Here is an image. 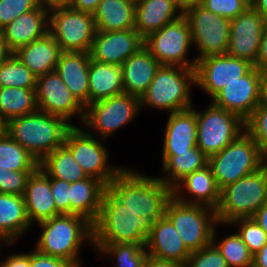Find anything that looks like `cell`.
I'll use <instances>...</instances> for the list:
<instances>
[{
    "label": "cell",
    "mask_w": 267,
    "mask_h": 267,
    "mask_svg": "<svg viewBox=\"0 0 267 267\" xmlns=\"http://www.w3.org/2000/svg\"><path fill=\"white\" fill-rule=\"evenodd\" d=\"M146 248L149 256L184 265L191 254L165 215L153 223Z\"/></svg>",
    "instance_id": "obj_21"
},
{
    "label": "cell",
    "mask_w": 267,
    "mask_h": 267,
    "mask_svg": "<svg viewBox=\"0 0 267 267\" xmlns=\"http://www.w3.org/2000/svg\"><path fill=\"white\" fill-rule=\"evenodd\" d=\"M128 1H130L132 3H137L139 0H128Z\"/></svg>",
    "instance_id": "obj_61"
},
{
    "label": "cell",
    "mask_w": 267,
    "mask_h": 267,
    "mask_svg": "<svg viewBox=\"0 0 267 267\" xmlns=\"http://www.w3.org/2000/svg\"><path fill=\"white\" fill-rule=\"evenodd\" d=\"M75 0H40V3L48 10L56 8L72 7Z\"/></svg>",
    "instance_id": "obj_52"
},
{
    "label": "cell",
    "mask_w": 267,
    "mask_h": 267,
    "mask_svg": "<svg viewBox=\"0 0 267 267\" xmlns=\"http://www.w3.org/2000/svg\"><path fill=\"white\" fill-rule=\"evenodd\" d=\"M254 64L228 54L210 56L197 61L195 83L212 98L227 84L248 74Z\"/></svg>",
    "instance_id": "obj_15"
},
{
    "label": "cell",
    "mask_w": 267,
    "mask_h": 267,
    "mask_svg": "<svg viewBox=\"0 0 267 267\" xmlns=\"http://www.w3.org/2000/svg\"><path fill=\"white\" fill-rule=\"evenodd\" d=\"M39 4L40 0H0V30Z\"/></svg>",
    "instance_id": "obj_43"
},
{
    "label": "cell",
    "mask_w": 267,
    "mask_h": 267,
    "mask_svg": "<svg viewBox=\"0 0 267 267\" xmlns=\"http://www.w3.org/2000/svg\"><path fill=\"white\" fill-rule=\"evenodd\" d=\"M220 191L215 176L208 165L190 173L172 189L173 196L178 201L206 206L213 210H216L219 205ZM185 192L186 194L189 193L188 197L192 194V199L188 198Z\"/></svg>",
    "instance_id": "obj_20"
},
{
    "label": "cell",
    "mask_w": 267,
    "mask_h": 267,
    "mask_svg": "<svg viewBox=\"0 0 267 267\" xmlns=\"http://www.w3.org/2000/svg\"><path fill=\"white\" fill-rule=\"evenodd\" d=\"M252 267H267V243L253 256Z\"/></svg>",
    "instance_id": "obj_54"
},
{
    "label": "cell",
    "mask_w": 267,
    "mask_h": 267,
    "mask_svg": "<svg viewBox=\"0 0 267 267\" xmlns=\"http://www.w3.org/2000/svg\"><path fill=\"white\" fill-rule=\"evenodd\" d=\"M202 6L229 20L235 19L247 8L240 0H203Z\"/></svg>",
    "instance_id": "obj_45"
},
{
    "label": "cell",
    "mask_w": 267,
    "mask_h": 267,
    "mask_svg": "<svg viewBox=\"0 0 267 267\" xmlns=\"http://www.w3.org/2000/svg\"><path fill=\"white\" fill-rule=\"evenodd\" d=\"M49 33L62 52L89 53L96 34L93 14L71 7L52 9L49 11Z\"/></svg>",
    "instance_id": "obj_13"
},
{
    "label": "cell",
    "mask_w": 267,
    "mask_h": 267,
    "mask_svg": "<svg viewBox=\"0 0 267 267\" xmlns=\"http://www.w3.org/2000/svg\"><path fill=\"white\" fill-rule=\"evenodd\" d=\"M30 267H77L70 261L44 255L32 249L30 252Z\"/></svg>",
    "instance_id": "obj_47"
},
{
    "label": "cell",
    "mask_w": 267,
    "mask_h": 267,
    "mask_svg": "<svg viewBox=\"0 0 267 267\" xmlns=\"http://www.w3.org/2000/svg\"><path fill=\"white\" fill-rule=\"evenodd\" d=\"M165 216L190 252L212 242L213 232L218 224L216 212L212 208L182 203L172 196L166 204Z\"/></svg>",
    "instance_id": "obj_8"
},
{
    "label": "cell",
    "mask_w": 267,
    "mask_h": 267,
    "mask_svg": "<svg viewBox=\"0 0 267 267\" xmlns=\"http://www.w3.org/2000/svg\"><path fill=\"white\" fill-rule=\"evenodd\" d=\"M144 45L145 39L135 29L111 32L96 31L89 54L92 60L122 65Z\"/></svg>",
    "instance_id": "obj_19"
},
{
    "label": "cell",
    "mask_w": 267,
    "mask_h": 267,
    "mask_svg": "<svg viewBox=\"0 0 267 267\" xmlns=\"http://www.w3.org/2000/svg\"><path fill=\"white\" fill-rule=\"evenodd\" d=\"M193 85H196L195 68L161 65L140 98V106L166 110L168 114L189 109L193 107Z\"/></svg>",
    "instance_id": "obj_5"
},
{
    "label": "cell",
    "mask_w": 267,
    "mask_h": 267,
    "mask_svg": "<svg viewBox=\"0 0 267 267\" xmlns=\"http://www.w3.org/2000/svg\"><path fill=\"white\" fill-rule=\"evenodd\" d=\"M5 129V122L3 121L2 117L0 116V133L3 132Z\"/></svg>",
    "instance_id": "obj_60"
},
{
    "label": "cell",
    "mask_w": 267,
    "mask_h": 267,
    "mask_svg": "<svg viewBox=\"0 0 267 267\" xmlns=\"http://www.w3.org/2000/svg\"><path fill=\"white\" fill-rule=\"evenodd\" d=\"M144 267H185V265L149 256L145 262Z\"/></svg>",
    "instance_id": "obj_51"
},
{
    "label": "cell",
    "mask_w": 267,
    "mask_h": 267,
    "mask_svg": "<svg viewBox=\"0 0 267 267\" xmlns=\"http://www.w3.org/2000/svg\"><path fill=\"white\" fill-rule=\"evenodd\" d=\"M253 8L267 19V0H256Z\"/></svg>",
    "instance_id": "obj_58"
},
{
    "label": "cell",
    "mask_w": 267,
    "mask_h": 267,
    "mask_svg": "<svg viewBox=\"0 0 267 267\" xmlns=\"http://www.w3.org/2000/svg\"><path fill=\"white\" fill-rule=\"evenodd\" d=\"M90 54L86 52H62L55 71L77 101L86 108L89 105Z\"/></svg>",
    "instance_id": "obj_24"
},
{
    "label": "cell",
    "mask_w": 267,
    "mask_h": 267,
    "mask_svg": "<svg viewBox=\"0 0 267 267\" xmlns=\"http://www.w3.org/2000/svg\"><path fill=\"white\" fill-rule=\"evenodd\" d=\"M26 212L31 225L61 215L51 192L50 178L38 167L28 178L24 193Z\"/></svg>",
    "instance_id": "obj_23"
},
{
    "label": "cell",
    "mask_w": 267,
    "mask_h": 267,
    "mask_svg": "<svg viewBox=\"0 0 267 267\" xmlns=\"http://www.w3.org/2000/svg\"><path fill=\"white\" fill-rule=\"evenodd\" d=\"M36 98L38 110L64 118L71 124L73 116L83 122L85 108L72 95L56 71L37 77Z\"/></svg>",
    "instance_id": "obj_16"
},
{
    "label": "cell",
    "mask_w": 267,
    "mask_h": 267,
    "mask_svg": "<svg viewBox=\"0 0 267 267\" xmlns=\"http://www.w3.org/2000/svg\"><path fill=\"white\" fill-rule=\"evenodd\" d=\"M219 225L220 224L218 223L214 229L212 243L225 258L228 267H252L253 254L249 251L237 232L216 242V228Z\"/></svg>",
    "instance_id": "obj_38"
},
{
    "label": "cell",
    "mask_w": 267,
    "mask_h": 267,
    "mask_svg": "<svg viewBox=\"0 0 267 267\" xmlns=\"http://www.w3.org/2000/svg\"><path fill=\"white\" fill-rule=\"evenodd\" d=\"M8 47L15 52L49 33V11L40 3L0 30Z\"/></svg>",
    "instance_id": "obj_22"
},
{
    "label": "cell",
    "mask_w": 267,
    "mask_h": 267,
    "mask_svg": "<svg viewBox=\"0 0 267 267\" xmlns=\"http://www.w3.org/2000/svg\"><path fill=\"white\" fill-rule=\"evenodd\" d=\"M192 43L198 50L196 60L227 54L230 40L231 20L216 15L202 5L186 10Z\"/></svg>",
    "instance_id": "obj_11"
},
{
    "label": "cell",
    "mask_w": 267,
    "mask_h": 267,
    "mask_svg": "<svg viewBox=\"0 0 267 267\" xmlns=\"http://www.w3.org/2000/svg\"><path fill=\"white\" fill-rule=\"evenodd\" d=\"M101 0H75L72 9L81 12L94 13Z\"/></svg>",
    "instance_id": "obj_50"
},
{
    "label": "cell",
    "mask_w": 267,
    "mask_h": 267,
    "mask_svg": "<svg viewBox=\"0 0 267 267\" xmlns=\"http://www.w3.org/2000/svg\"><path fill=\"white\" fill-rule=\"evenodd\" d=\"M148 217H139L119 202L107 189L104 191L101 210L93 224L94 249L102 244L136 243L146 245L153 227Z\"/></svg>",
    "instance_id": "obj_2"
},
{
    "label": "cell",
    "mask_w": 267,
    "mask_h": 267,
    "mask_svg": "<svg viewBox=\"0 0 267 267\" xmlns=\"http://www.w3.org/2000/svg\"><path fill=\"white\" fill-rule=\"evenodd\" d=\"M229 225H235L239 228L237 234L246 244L253 256L267 243L266 232L252 217L238 218L230 222L228 226Z\"/></svg>",
    "instance_id": "obj_40"
},
{
    "label": "cell",
    "mask_w": 267,
    "mask_h": 267,
    "mask_svg": "<svg viewBox=\"0 0 267 267\" xmlns=\"http://www.w3.org/2000/svg\"><path fill=\"white\" fill-rule=\"evenodd\" d=\"M14 52L8 47L3 34L0 32V66L6 61Z\"/></svg>",
    "instance_id": "obj_55"
},
{
    "label": "cell",
    "mask_w": 267,
    "mask_h": 267,
    "mask_svg": "<svg viewBox=\"0 0 267 267\" xmlns=\"http://www.w3.org/2000/svg\"><path fill=\"white\" fill-rule=\"evenodd\" d=\"M178 8L184 13L189 8L202 5L203 0H175Z\"/></svg>",
    "instance_id": "obj_56"
},
{
    "label": "cell",
    "mask_w": 267,
    "mask_h": 267,
    "mask_svg": "<svg viewBox=\"0 0 267 267\" xmlns=\"http://www.w3.org/2000/svg\"><path fill=\"white\" fill-rule=\"evenodd\" d=\"M207 165L208 157L197 146L189 152H162V171L166 176L158 178L173 189L187 175Z\"/></svg>",
    "instance_id": "obj_32"
},
{
    "label": "cell",
    "mask_w": 267,
    "mask_h": 267,
    "mask_svg": "<svg viewBox=\"0 0 267 267\" xmlns=\"http://www.w3.org/2000/svg\"><path fill=\"white\" fill-rule=\"evenodd\" d=\"M74 126L64 118L37 110L5 123L4 132L39 163L64 144L67 131Z\"/></svg>",
    "instance_id": "obj_3"
},
{
    "label": "cell",
    "mask_w": 267,
    "mask_h": 267,
    "mask_svg": "<svg viewBox=\"0 0 267 267\" xmlns=\"http://www.w3.org/2000/svg\"><path fill=\"white\" fill-rule=\"evenodd\" d=\"M89 104L124 93L122 65L90 59Z\"/></svg>",
    "instance_id": "obj_31"
},
{
    "label": "cell",
    "mask_w": 267,
    "mask_h": 267,
    "mask_svg": "<svg viewBox=\"0 0 267 267\" xmlns=\"http://www.w3.org/2000/svg\"><path fill=\"white\" fill-rule=\"evenodd\" d=\"M242 1L247 7H253L255 4L256 0H240Z\"/></svg>",
    "instance_id": "obj_59"
},
{
    "label": "cell",
    "mask_w": 267,
    "mask_h": 267,
    "mask_svg": "<svg viewBox=\"0 0 267 267\" xmlns=\"http://www.w3.org/2000/svg\"><path fill=\"white\" fill-rule=\"evenodd\" d=\"M140 109L139 97L122 93L89 104L85 108L83 125L87 126L86 131L91 135L95 136L96 133L100 136L98 139L106 140L113 132L136 118ZM89 128L93 130L89 131Z\"/></svg>",
    "instance_id": "obj_12"
},
{
    "label": "cell",
    "mask_w": 267,
    "mask_h": 267,
    "mask_svg": "<svg viewBox=\"0 0 267 267\" xmlns=\"http://www.w3.org/2000/svg\"><path fill=\"white\" fill-rule=\"evenodd\" d=\"M136 3L128 0H101L93 13L96 31L135 29Z\"/></svg>",
    "instance_id": "obj_33"
},
{
    "label": "cell",
    "mask_w": 267,
    "mask_h": 267,
    "mask_svg": "<svg viewBox=\"0 0 267 267\" xmlns=\"http://www.w3.org/2000/svg\"><path fill=\"white\" fill-rule=\"evenodd\" d=\"M31 226L24 196L0 193V238L3 244L14 245Z\"/></svg>",
    "instance_id": "obj_30"
},
{
    "label": "cell",
    "mask_w": 267,
    "mask_h": 267,
    "mask_svg": "<svg viewBox=\"0 0 267 267\" xmlns=\"http://www.w3.org/2000/svg\"><path fill=\"white\" fill-rule=\"evenodd\" d=\"M190 25L184 15L145 38V47L161 65L195 68L197 60H187L192 47Z\"/></svg>",
    "instance_id": "obj_14"
},
{
    "label": "cell",
    "mask_w": 267,
    "mask_h": 267,
    "mask_svg": "<svg viewBox=\"0 0 267 267\" xmlns=\"http://www.w3.org/2000/svg\"><path fill=\"white\" fill-rule=\"evenodd\" d=\"M95 251L113 257L116 260L114 267H144L149 257L146 245L136 243L102 244Z\"/></svg>",
    "instance_id": "obj_37"
},
{
    "label": "cell",
    "mask_w": 267,
    "mask_h": 267,
    "mask_svg": "<svg viewBox=\"0 0 267 267\" xmlns=\"http://www.w3.org/2000/svg\"><path fill=\"white\" fill-rule=\"evenodd\" d=\"M254 67H256L263 75H267V26L261 37L259 53Z\"/></svg>",
    "instance_id": "obj_48"
},
{
    "label": "cell",
    "mask_w": 267,
    "mask_h": 267,
    "mask_svg": "<svg viewBox=\"0 0 267 267\" xmlns=\"http://www.w3.org/2000/svg\"><path fill=\"white\" fill-rule=\"evenodd\" d=\"M33 172L0 169V193L24 196L28 178Z\"/></svg>",
    "instance_id": "obj_44"
},
{
    "label": "cell",
    "mask_w": 267,
    "mask_h": 267,
    "mask_svg": "<svg viewBox=\"0 0 267 267\" xmlns=\"http://www.w3.org/2000/svg\"><path fill=\"white\" fill-rule=\"evenodd\" d=\"M266 163L258 145L246 131L222 151L208 157V166L220 190L258 171Z\"/></svg>",
    "instance_id": "obj_7"
},
{
    "label": "cell",
    "mask_w": 267,
    "mask_h": 267,
    "mask_svg": "<svg viewBox=\"0 0 267 267\" xmlns=\"http://www.w3.org/2000/svg\"><path fill=\"white\" fill-rule=\"evenodd\" d=\"M39 167L49 178L65 180L69 183L78 182L88 178L73 157L71 151L63 144L48 154Z\"/></svg>",
    "instance_id": "obj_34"
},
{
    "label": "cell",
    "mask_w": 267,
    "mask_h": 267,
    "mask_svg": "<svg viewBox=\"0 0 267 267\" xmlns=\"http://www.w3.org/2000/svg\"><path fill=\"white\" fill-rule=\"evenodd\" d=\"M125 167L108 185L107 190L127 209L153 222L165 215L172 189L158 177L145 176Z\"/></svg>",
    "instance_id": "obj_1"
},
{
    "label": "cell",
    "mask_w": 267,
    "mask_h": 267,
    "mask_svg": "<svg viewBox=\"0 0 267 267\" xmlns=\"http://www.w3.org/2000/svg\"><path fill=\"white\" fill-rule=\"evenodd\" d=\"M61 53L59 44L50 33L19 47L14 52L37 77L55 71Z\"/></svg>",
    "instance_id": "obj_27"
},
{
    "label": "cell",
    "mask_w": 267,
    "mask_h": 267,
    "mask_svg": "<svg viewBox=\"0 0 267 267\" xmlns=\"http://www.w3.org/2000/svg\"><path fill=\"white\" fill-rule=\"evenodd\" d=\"M64 145L87 176L100 180L106 187L125 168L109 164V151L105 144L86 128L72 126L66 133Z\"/></svg>",
    "instance_id": "obj_10"
},
{
    "label": "cell",
    "mask_w": 267,
    "mask_h": 267,
    "mask_svg": "<svg viewBox=\"0 0 267 267\" xmlns=\"http://www.w3.org/2000/svg\"><path fill=\"white\" fill-rule=\"evenodd\" d=\"M197 147L210 157L245 132V121L238 115L210 103L202 112L196 110Z\"/></svg>",
    "instance_id": "obj_9"
},
{
    "label": "cell",
    "mask_w": 267,
    "mask_h": 267,
    "mask_svg": "<svg viewBox=\"0 0 267 267\" xmlns=\"http://www.w3.org/2000/svg\"><path fill=\"white\" fill-rule=\"evenodd\" d=\"M163 138L162 152H189L197 146L196 109L169 113Z\"/></svg>",
    "instance_id": "obj_26"
},
{
    "label": "cell",
    "mask_w": 267,
    "mask_h": 267,
    "mask_svg": "<svg viewBox=\"0 0 267 267\" xmlns=\"http://www.w3.org/2000/svg\"><path fill=\"white\" fill-rule=\"evenodd\" d=\"M245 131L254 139L267 161V107L258 105L245 121Z\"/></svg>",
    "instance_id": "obj_41"
},
{
    "label": "cell",
    "mask_w": 267,
    "mask_h": 267,
    "mask_svg": "<svg viewBox=\"0 0 267 267\" xmlns=\"http://www.w3.org/2000/svg\"><path fill=\"white\" fill-rule=\"evenodd\" d=\"M37 110L35 89L0 87V116L5 123Z\"/></svg>",
    "instance_id": "obj_35"
},
{
    "label": "cell",
    "mask_w": 267,
    "mask_h": 267,
    "mask_svg": "<svg viewBox=\"0 0 267 267\" xmlns=\"http://www.w3.org/2000/svg\"><path fill=\"white\" fill-rule=\"evenodd\" d=\"M185 267H228L225 258L211 242L203 248L191 252Z\"/></svg>",
    "instance_id": "obj_42"
},
{
    "label": "cell",
    "mask_w": 267,
    "mask_h": 267,
    "mask_svg": "<svg viewBox=\"0 0 267 267\" xmlns=\"http://www.w3.org/2000/svg\"><path fill=\"white\" fill-rule=\"evenodd\" d=\"M39 162L4 131L0 133V169L35 171Z\"/></svg>",
    "instance_id": "obj_36"
},
{
    "label": "cell",
    "mask_w": 267,
    "mask_h": 267,
    "mask_svg": "<svg viewBox=\"0 0 267 267\" xmlns=\"http://www.w3.org/2000/svg\"><path fill=\"white\" fill-rule=\"evenodd\" d=\"M106 189L100 180L93 177L70 183V214L80 215L94 224Z\"/></svg>",
    "instance_id": "obj_29"
},
{
    "label": "cell",
    "mask_w": 267,
    "mask_h": 267,
    "mask_svg": "<svg viewBox=\"0 0 267 267\" xmlns=\"http://www.w3.org/2000/svg\"><path fill=\"white\" fill-rule=\"evenodd\" d=\"M51 192L60 214H70V183L65 180L50 178Z\"/></svg>",
    "instance_id": "obj_46"
},
{
    "label": "cell",
    "mask_w": 267,
    "mask_h": 267,
    "mask_svg": "<svg viewBox=\"0 0 267 267\" xmlns=\"http://www.w3.org/2000/svg\"><path fill=\"white\" fill-rule=\"evenodd\" d=\"M37 76L13 53L0 66V87L35 89Z\"/></svg>",
    "instance_id": "obj_39"
},
{
    "label": "cell",
    "mask_w": 267,
    "mask_h": 267,
    "mask_svg": "<svg viewBox=\"0 0 267 267\" xmlns=\"http://www.w3.org/2000/svg\"><path fill=\"white\" fill-rule=\"evenodd\" d=\"M252 218L258 223V225L267 234V202L264 203L252 216Z\"/></svg>",
    "instance_id": "obj_53"
},
{
    "label": "cell",
    "mask_w": 267,
    "mask_h": 267,
    "mask_svg": "<svg viewBox=\"0 0 267 267\" xmlns=\"http://www.w3.org/2000/svg\"><path fill=\"white\" fill-rule=\"evenodd\" d=\"M264 75L254 67L248 74L227 84L212 97V104L238 115L246 121L259 105Z\"/></svg>",
    "instance_id": "obj_17"
},
{
    "label": "cell",
    "mask_w": 267,
    "mask_h": 267,
    "mask_svg": "<svg viewBox=\"0 0 267 267\" xmlns=\"http://www.w3.org/2000/svg\"><path fill=\"white\" fill-rule=\"evenodd\" d=\"M0 267H30V252L10 254L3 262L0 260Z\"/></svg>",
    "instance_id": "obj_49"
},
{
    "label": "cell",
    "mask_w": 267,
    "mask_h": 267,
    "mask_svg": "<svg viewBox=\"0 0 267 267\" xmlns=\"http://www.w3.org/2000/svg\"><path fill=\"white\" fill-rule=\"evenodd\" d=\"M182 15L175 0H139L136 3L135 30L145 39Z\"/></svg>",
    "instance_id": "obj_28"
},
{
    "label": "cell",
    "mask_w": 267,
    "mask_h": 267,
    "mask_svg": "<svg viewBox=\"0 0 267 267\" xmlns=\"http://www.w3.org/2000/svg\"><path fill=\"white\" fill-rule=\"evenodd\" d=\"M266 26L267 19L253 7H247L240 15L231 20L227 54L255 65L261 37Z\"/></svg>",
    "instance_id": "obj_18"
},
{
    "label": "cell",
    "mask_w": 267,
    "mask_h": 267,
    "mask_svg": "<svg viewBox=\"0 0 267 267\" xmlns=\"http://www.w3.org/2000/svg\"><path fill=\"white\" fill-rule=\"evenodd\" d=\"M259 105L267 107V75H264L261 82Z\"/></svg>",
    "instance_id": "obj_57"
},
{
    "label": "cell",
    "mask_w": 267,
    "mask_h": 267,
    "mask_svg": "<svg viewBox=\"0 0 267 267\" xmlns=\"http://www.w3.org/2000/svg\"><path fill=\"white\" fill-rule=\"evenodd\" d=\"M161 64L144 46L122 64L124 93L141 98Z\"/></svg>",
    "instance_id": "obj_25"
},
{
    "label": "cell",
    "mask_w": 267,
    "mask_h": 267,
    "mask_svg": "<svg viewBox=\"0 0 267 267\" xmlns=\"http://www.w3.org/2000/svg\"><path fill=\"white\" fill-rule=\"evenodd\" d=\"M267 202V163L221 189L215 210L218 223L228 225L238 218L252 217Z\"/></svg>",
    "instance_id": "obj_6"
},
{
    "label": "cell",
    "mask_w": 267,
    "mask_h": 267,
    "mask_svg": "<svg viewBox=\"0 0 267 267\" xmlns=\"http://www.w3.org/2000/svg\"><path fill=\"white\" fill-rule=\"evenodd\" d=\"M41 234L35 250L83 266L79 250L84 242L93 244V224L76 214H61L38 223Z\"/></svg>",
    "instance_id": "obj_4"
}]
</instances>
